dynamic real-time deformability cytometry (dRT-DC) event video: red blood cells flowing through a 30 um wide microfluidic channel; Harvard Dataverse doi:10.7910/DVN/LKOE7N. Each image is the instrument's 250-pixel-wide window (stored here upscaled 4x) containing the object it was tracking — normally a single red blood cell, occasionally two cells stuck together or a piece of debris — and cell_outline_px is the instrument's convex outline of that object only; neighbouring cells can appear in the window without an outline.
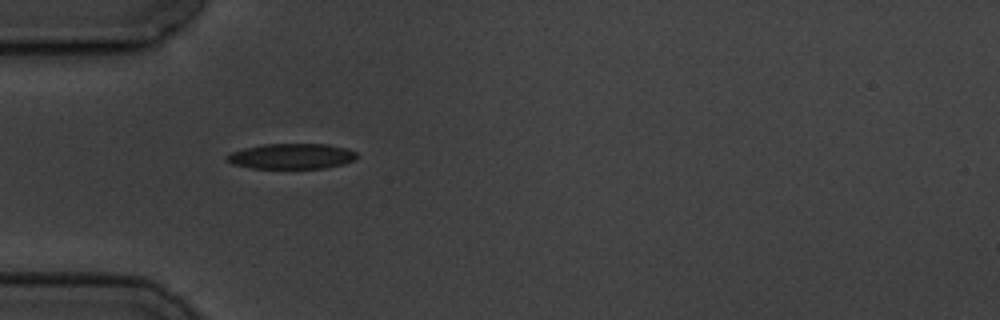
{"species": "common noctule bat (a hibernating species)", "species_latin": "Nyctalus noctula", "temperature_condition": "cold", "stored_images_in_passage": 2, "camera_frame_rate_fps": 3000, "um_per_image_px": 0.085, "animal": {"sex": "male", "body_mass_g": 19.5, "forearm_length_mm": 54.6}, "frame": {"image": 1, "passage_image": 1, "time_ms": 0.0, "image_size_px": [1000, 320], "cell_outline_px": [[356, 160], [344, 164], [324, 168], [252, 168], [232, 164], [224, 160], [232, 152], [244, 148], [264, 144], [328, 144], [344, 148], [356, 152]], "centroid_in_image_um": [24.79, 13.28], "position_along_channel_um": 60.2, "area_um2": 19.19}}
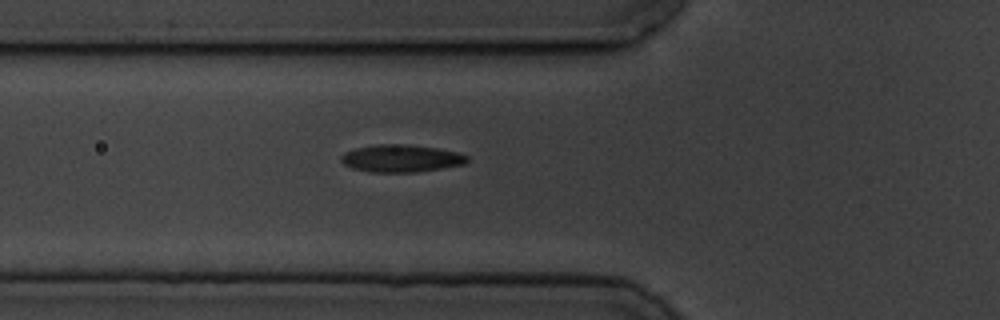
{"frame": {"image": 2, "passage_image": 2, "time_ms": 1.0, "image_size_px": [1000, 320], "cell_outline_px": [[468, 160], [464, 164], [416, 172], [368, 172], [352, 168], [344, 164], [340, 160], [340, 156], [344, 152], [356, 148], [376, 144], [408, 144], [436, 148], [456, 152], [468, 156]], "centroid_in_image_um": [34.05, 13.46], "position_along_channel_um": 91.8, "area_um2": 20.11}}